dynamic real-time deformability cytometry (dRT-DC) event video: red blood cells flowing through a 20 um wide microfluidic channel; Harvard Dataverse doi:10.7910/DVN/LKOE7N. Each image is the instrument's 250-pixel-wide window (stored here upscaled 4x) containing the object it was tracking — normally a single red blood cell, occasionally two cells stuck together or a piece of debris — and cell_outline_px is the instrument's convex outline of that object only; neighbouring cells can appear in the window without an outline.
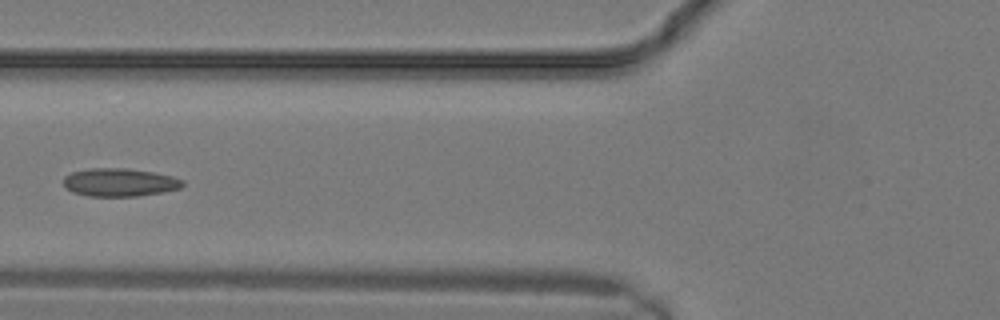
{"species": "common noctule bat (a hibernating species)", "species_latin": "Nyctalus noctula", "temperature_condition": "warm", "stored_images_in_passage": 15, "camera_frame_rate_fps": 3000, "um_per_image_px": 0.085, "animal": {"sex": "male", "body_mass_g": 19.2, "forearm_length_mm": 51.8}, "frame": {"image": 1, "passage_image": 11, "time_ms": 3.333, "image_size_px": [1000, 320], "cell_outline_px": [[184, 184], [180, 188], [164, 192], [136, 196], [88, 196], [72, 192], [64, 188], [64, 176], [72, 172], [88, 168], [128, 168], [152, 172], [172, 176], [184, 180]], "centroid_in_image_um": [10.15, 15.5], "position_along_channel_um": 115.7, "area_um2": 19.65}}
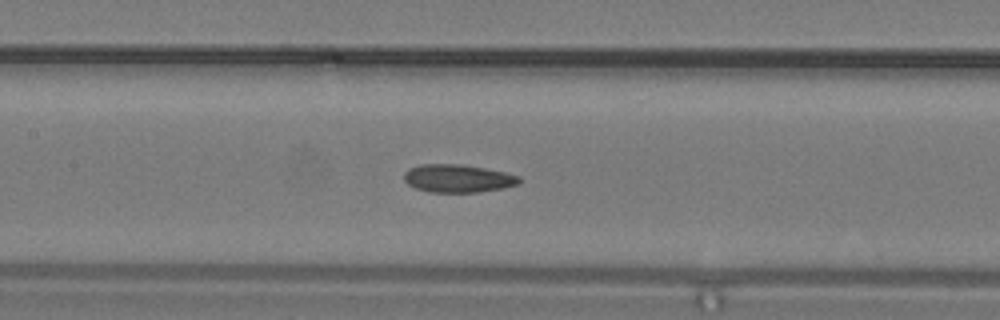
{"frame": {"image": 2, "passage_image": 13, "time_ms": 4.0, "image_size_px": [1000, 320], "cell_outline_px": [[520, 184], [504, 188], [480, 192], [428, 192], [416, 188], [408, 184], [404, 180], [404, 172], [408, 168], [420, 164], [460, 164], [484, 168], [504, 172], [520, 176]], "centroid_in_image_um": [38.91, 15.16], "position_along_channel_um": 168.5, "area_um2": 18.9}}
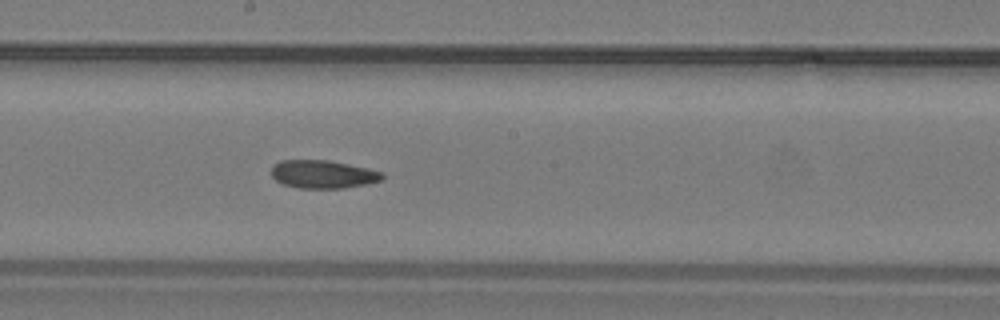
{"frame": {"image": 3, "passage_image": 15, "time_ms": 4.667, "image_size_px": [1000, 320], "cell_outline_px": [[384, 176], [380, 180], [364, 184], [344, 188], [300, 188], [284, 184], [276, 180], [272, 176], [272, 164], [280, 160], [328, 160], [368, 168], [384, 172]], "centroid_in_image_um": [27.44, 14.8], "position_along_channel_um": 220.8, "area_um2": 18.09}}